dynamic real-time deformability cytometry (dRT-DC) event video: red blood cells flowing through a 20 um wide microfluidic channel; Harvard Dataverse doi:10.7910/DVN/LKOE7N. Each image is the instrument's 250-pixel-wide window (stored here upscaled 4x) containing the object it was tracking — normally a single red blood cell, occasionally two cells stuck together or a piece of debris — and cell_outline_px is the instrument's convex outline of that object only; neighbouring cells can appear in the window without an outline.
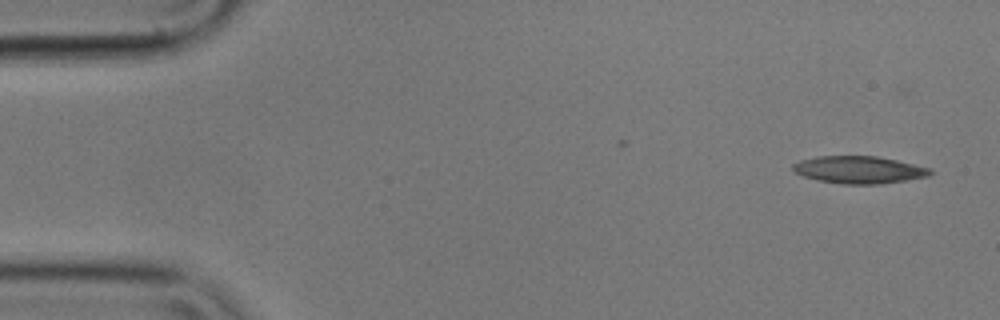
{"species": "common noctule bat (a hibernating species)", "species_latin": "Nyctalus noctula", "temperature_condition": "cold", "stored_images_in_passage": 3, "camera_frame_rate_fps": 3000, "um_per_image_px": 0.085, "animal": {"sex": "male", "body_mass_g": 17.9}, "frame": {"image": 1, "passage_image": 3, "time_ms": 0.667, "image_size_px": [1000, 320], "cell_outline_px": [[932, 172], [928, 176], [880, 184], [840, 184], [820, 180], [804, 176], [796, 172], [792, 168], [792, 164], [800, 160], [816, 156], [876, 156], [896, 160], [932, 168]], "centroid_in_image_um": [73.01, 14.42], "position_along_channel_um": 12.0, "area_um2": 21.73}}